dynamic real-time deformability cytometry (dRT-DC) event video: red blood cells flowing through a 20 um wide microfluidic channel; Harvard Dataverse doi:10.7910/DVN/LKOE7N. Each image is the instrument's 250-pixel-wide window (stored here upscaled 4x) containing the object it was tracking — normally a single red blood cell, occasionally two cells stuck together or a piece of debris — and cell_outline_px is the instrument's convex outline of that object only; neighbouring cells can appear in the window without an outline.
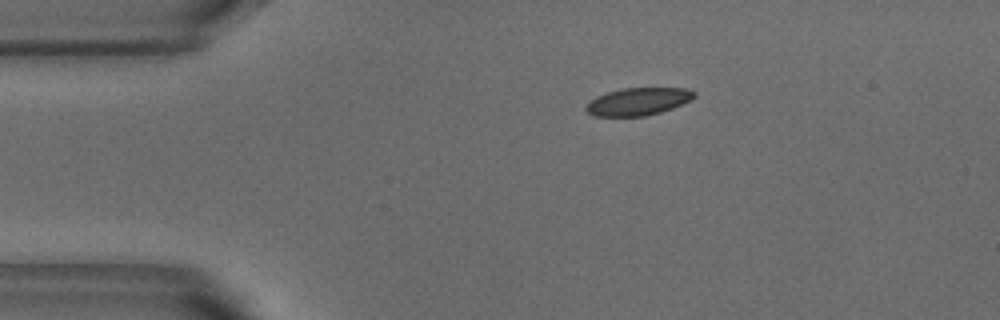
{"species": "common noctule bat (a hibernating species)", "species_latin": "Nyctalus noctula", "temperature_condition": "warm", "stored_images_in_passage": 44, "camera_frame_rate_fps": 3000, "um_per_image_px": 0.085, "animal": {"sex": "male", "body_mass_g": 18.8}, "frame": {"image": 1, "passage_image": 1, "time_ms": 0.0, "image_size_px": [1000, 320], "cell_outline_px": [[696, 96], [672, 108], [660, 112], [644, 116], [596, 116], [588, 112], [584, 108], [596, 96], [620, 88], [688, 88], [696, 92]], "centroid_in_image_um": [54.24, 8.62], "position_along_channel_um": 30.8, "area_um2": 17.17}}
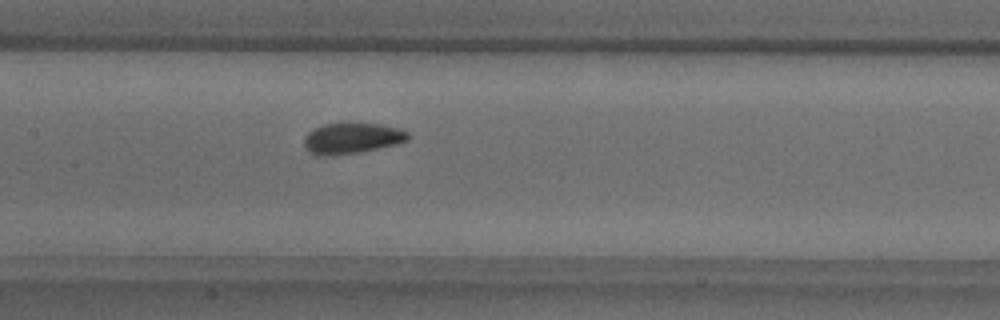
{"frame": {"image": 2, "passage_image": 16, "time_ms": 5.0, "image_size_px": [1000, 320], "cell_outline_px": [[408, 140], [396, 144], [360, 152], [332, 156], [316, 156], [308, 152], [304, 144], [304, 136], [312, 128], [324, 124], [348, 120], [380, 124], [396, 128], [408, 132]], "centroid_in_image_um": [29.84, 11.72], "position_along_channel_um": 177.6, "area_um2": 19.42}}
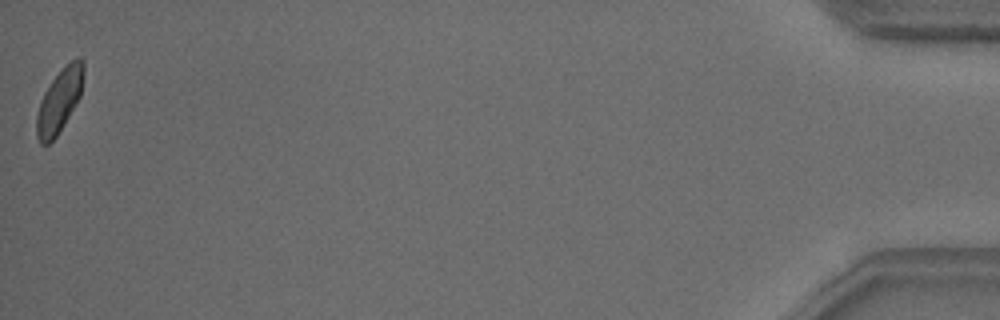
{"frame": {"image": 3, "passage_image": 44, "time_ms": 14.333, "image_size_px": [1000, 320], "cell_outline_px": [[84, 72], [80, 96], [64, 124], [56, 136], [48, 144], [40, 144], [36, 136], [36, 116], [40, 100], [44, 92], [52, 80], [76, 56], [80, 56], [84, 60]], "centroid_in_image_um": [5.04, 8.56], "position_along_channel_um": 430.2, "area_um2": 17.17}, "authors_computed_cell_mechanics": {"area_um2": 18.1492, "velocity_mm_per_s": 3.7852, "shape_relaxation_time_tau1_ms": 2.9807, "shape_relaxation_time_tau2_ms": 4.1368, "deformation_change_tau1": 0.0807, "deformation_change_tau2": 0.0676}}